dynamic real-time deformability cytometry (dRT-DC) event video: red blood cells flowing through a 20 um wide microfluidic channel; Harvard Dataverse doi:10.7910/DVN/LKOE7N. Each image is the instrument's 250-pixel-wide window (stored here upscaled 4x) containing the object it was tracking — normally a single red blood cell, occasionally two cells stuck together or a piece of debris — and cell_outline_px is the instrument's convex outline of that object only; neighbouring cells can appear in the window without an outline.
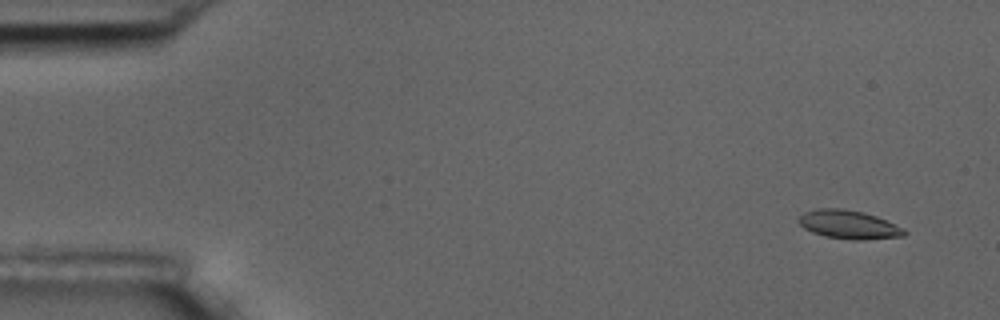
{"species": "common noctule bat (a hibernating species)", "species_latin": "Nyctalus noctula", "temperature_condition": "room temperature", "stored_images_in_passage": 4, "camera_frame_rate_fps": 3000, "um_per_image_px": 0.085, "animal": {"sex": "male", "body_mass_g": 17.5, "forearm_length_mm": 52.3}, "frame": {"image": 1, "passage_image": 1, "time_ms": 0.0, "image_size_px": [1000, 320], "cell_outline_px": [[908, 232], [904, 236], [860, 240], [852, 240], [824, 236], [812, 232], [804, 228], [796, 220], [804, 212], [816, 208], [844, 208], [864, 212], [876, 216], [904, 228]], "centroid_in_image_um": [72.13, 19.08], "position_along_channel_um": 12.9, "area_um2": 17.74}}
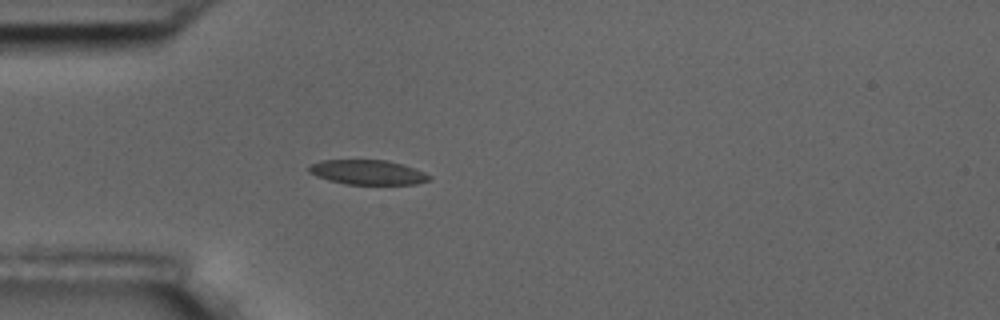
{"frame": {"image": 2, "passage_image": 4, "time_ms": 4.333, "image_size_px": [1000, 320], "cell_outline_px": [[432, 180], [416, 184], [344, 184], [328, 180], [316, 176], [308, 172], [308, 168], [312, 164], [320, 160], [384, 160], [400, 164], [424, 172], [432, 176]], "centroid_in_image_um": [31.24, 14.65], "position_along_channel_um": 53.8, "area_um2": 17.22}}